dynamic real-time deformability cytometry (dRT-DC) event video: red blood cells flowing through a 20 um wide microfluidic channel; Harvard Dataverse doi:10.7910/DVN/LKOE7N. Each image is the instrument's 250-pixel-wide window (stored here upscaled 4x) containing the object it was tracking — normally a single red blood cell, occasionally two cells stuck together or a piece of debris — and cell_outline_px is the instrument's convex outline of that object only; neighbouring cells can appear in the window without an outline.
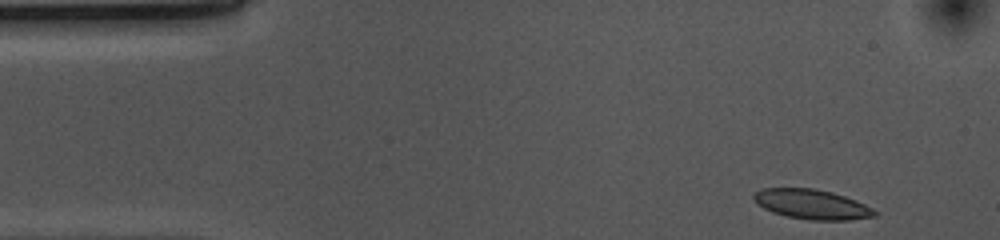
{"species": "common noctule bat (a hibernating species)", "species_latin": "Nyctalus noctula", "temperature_condition": "cold", "stored_images_in_passage": 39, "camera_frame_rate_fps": 3000, "um_per_image_px": 0.085, "animal": {"sex": "female", "body_mass_g": 10.0, "forearm_length_mm": 53.1}, "frame": {"image": 1, "passage_image": 1, "time_ms": 0.0, "image_size_px": [1000, 240], "cell_outline_px": [[880, 212], [876, 216], [848, 220], [808, 220], [788, 216], [772, 212], [756, 204], [752, 200], [752, 196], [756, 192], [764, 188], [812, 188], [832, 192], [856, 200]], "centroid_in_image_um": [69.01, 17.37], "position_along_channel_um": 16.0, "area_um2": 21.04}}
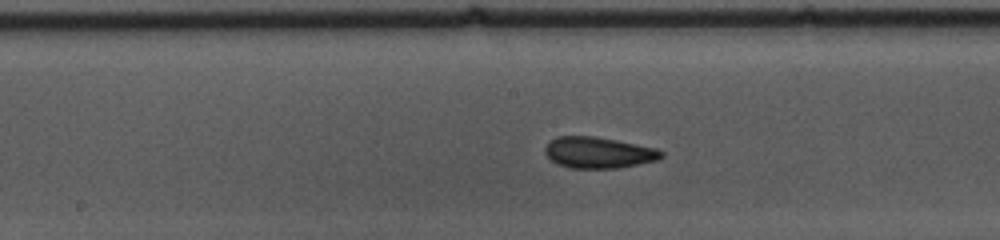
{"frame": {"image": 2, "passage_image": 22, "time_ms": 7.0, "image_size_px": [1000, 240], "cell_outline_px": [[664, 156], [656, 160], [616, 168], [568, 168], [556, 164], [544, 152], [544, 148], [556, 136], [596, 136], [656, 148], [664, 152]], "centroid_in_image_um": [50.85, 12.97], "position_along_channel_um": 197.4, "area_um2": 21.04}}
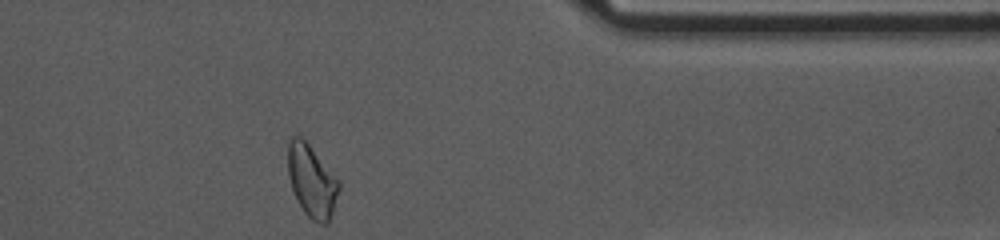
{"frame": {"image": 3, "passage_image": 39, "time_ms": 12.667, "image_size_px": [1000, 240], "cell_outline_px": [[340, 188], [328, 224], [320, 224], [312, 220], [304, 212], [292, 188], [288, 176], [288, 144], [292, 136], [300, 136], [308, 144], [340, 180]], "centroid_in_image_um": [26.51, 15.39], "position_along_channel_um": 384.9, "area_um2": 21.27}, "authors_computed_cell_mechanics": {"area_um2": 20.9814, "velocity_mm_per_s": 3.6862, "shape_relaxation_time_tau1_ms": 4.4144, "shape_relaxation_time_tau2_ms": 1.5255, "deformation_change_tau1": 0.1384, "deformation_change_tau2": 0.089}}